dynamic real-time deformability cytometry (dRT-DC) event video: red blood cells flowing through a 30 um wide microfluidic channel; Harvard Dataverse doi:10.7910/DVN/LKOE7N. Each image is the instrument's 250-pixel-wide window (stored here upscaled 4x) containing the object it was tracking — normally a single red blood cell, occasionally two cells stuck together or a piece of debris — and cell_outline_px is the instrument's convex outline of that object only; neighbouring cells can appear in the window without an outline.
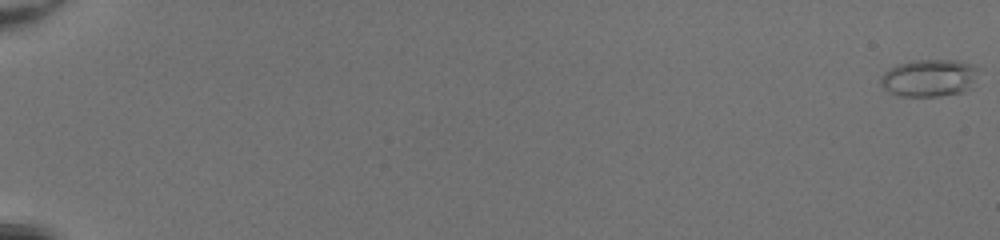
{"species": "common noctule bat (a hibernating species)", "species_latin": "Nyctalus noctula", "temperature_condition": "room temperature", "stored_images_in_passage": 53, "camera_frame_rate_fps": 3000, "um_per_image_px": 0.085, "animal": {"sex": "female", "body_mass_g": 20.0, "forearm_length_mm": 54.0}, "frame": {"image": 1, "passage_image": 1, "time_ms": 0.0, "image_size_px": [1000, 240], "cell_outline_px": [[980, 68], [972, 88], [964, 92], [940, 96], [896, 96], [888, 92], [880, 84], [880, 76], [888, 68], [896, 64], [912, 60], [956, 60], [972, 64]], "centroid_in_image_um": [78.98, 6.62], "position_along_channel_um": 6.0, "area_um2": 21.85}}
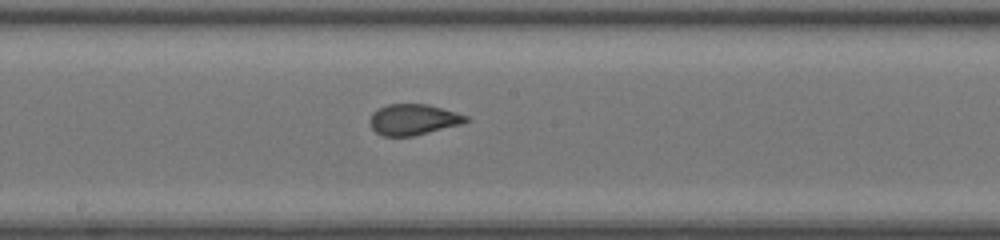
{"frame": {"image": 2, "passage_image": 32, "time_ms": 10.333, "image_size_px": [1000, 240], "cell_outline_px": [[472, 120], [464, 124], [412, 136], [384, 136], [376, 132], [372, 128], [368, 120], [372, 112], [388, 104], [428, 104], [456, 112], [468, 116]], "centroid_in_image_um": [35.16, 10.16], "position_along_channel_um": 213.0, "area_um2": 17.46}}
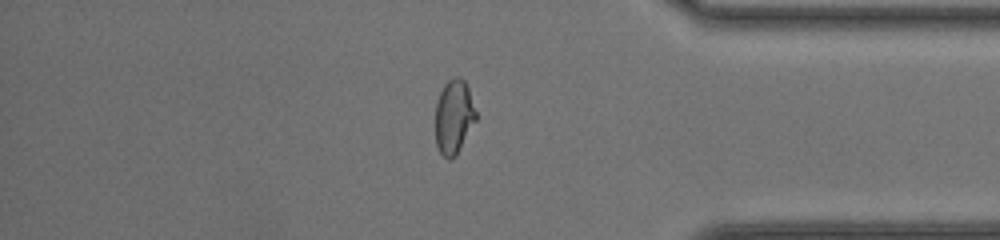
{"frame": {"image": 3, "passage_image": 46, "time_ms": 15.0, "image_size_px": [1000, 240], "cell_outline_px": [[476, 120], [456, 156], [452, 160], [448, 160], [440, 152], [436, 144], [436, 104], [440, 92], [444, 84], [452, 76], [460, 76], [464, 80], [468, 88], [476, 112]], "centroid_in_image_um": [38.58, 9.92], "position_along_channel_um": 396.6, "area_um2": 17.57}}